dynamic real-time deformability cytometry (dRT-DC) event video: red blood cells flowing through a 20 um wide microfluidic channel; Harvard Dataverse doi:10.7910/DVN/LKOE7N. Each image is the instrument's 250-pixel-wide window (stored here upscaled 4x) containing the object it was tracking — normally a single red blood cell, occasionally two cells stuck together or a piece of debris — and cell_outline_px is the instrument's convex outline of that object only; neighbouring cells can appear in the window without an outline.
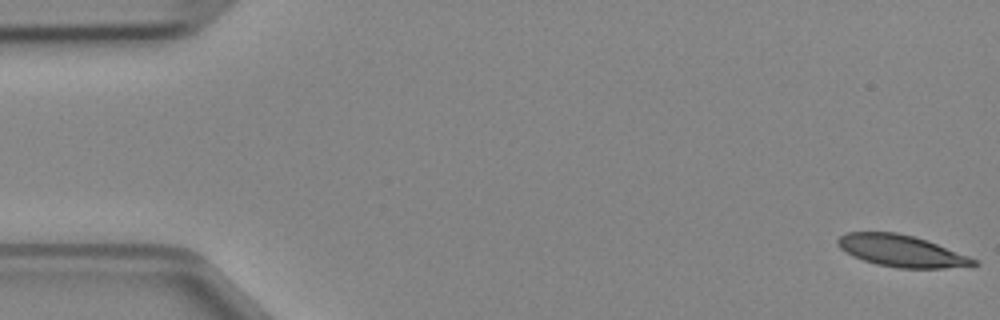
{"species": "Egyptian fruit bat (a non-hibernating species)", "species_latin": "Rousettus aegyptiacus", "temperature_condition": "cold", "stored_images_in_passage": 48, "camera_frame_rate_fps": 3000, "um_per_image_px": 0.085, "animal": {"sex": "female"}, "frame": {"image": 1, "passage_image": 1, "time_ms": 0.0, "image_size_px": [1000, 320], "cell_outline_px": [[980, 264], [944, 268], [896, 268], [876, 264], [852, 256], [840, 248], [836, 244], [836, 240], [844, 232], [896, 232], [912, 236], [936, 244], [968, 256], [976, 260]], "centroid_in_image_um": [76.55, 21.33], "position_along_channel_um": 8.5, "area_um2": 24.85}}
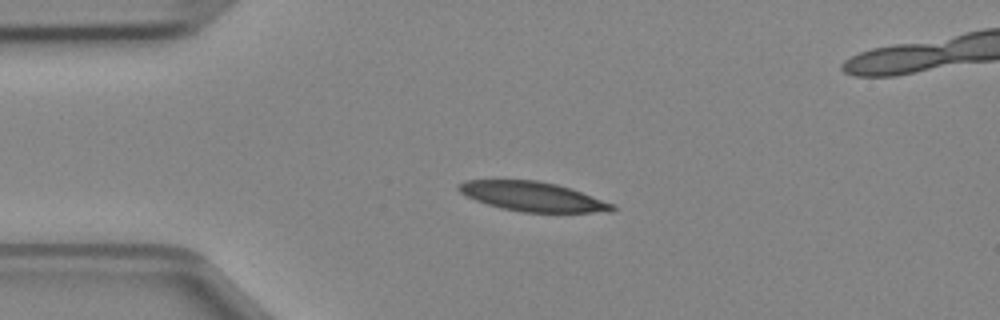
{"frame": {"image": 2, "passage_image": 11, "time_ms": 3.333, "image_size_px": [1000, 320], "cell_outline_px": [[616, 208], [612, 212], [520, 212], [500, 208], [464, 196], [456, 188], [464, 180], [536, 180], [556, 184], [572, 188], [616, 204]], "centroid_in_image_um": [45.31, 16.71], "position_along_channel_um": 39.7, "area_um2": 26.59}}
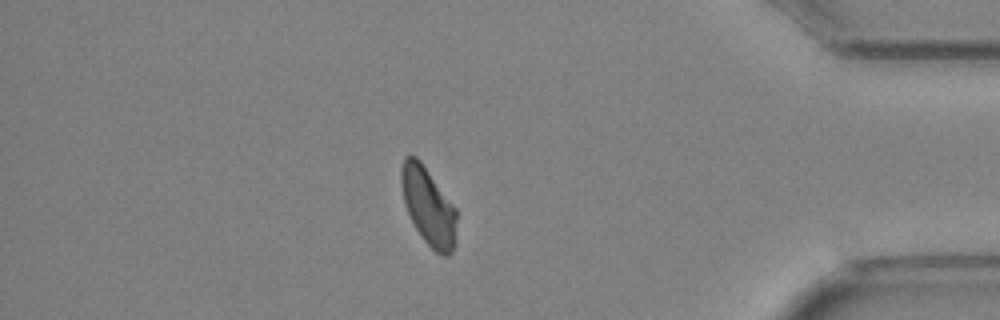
{"frame": {"image": 3, "passage_image": 41, "time_ms": 13.333, "image_size_px": [1000, 320], "cell_outline_px": [[456, 244], [452, 252], [448, 256], [444, 256], [436, 252], [424, 240], [416, 228], [404, 204], [400, 184], [400, 168], [404, 156], [416, 156], [420, 160], [456, 208]], "centroid_in_image_um": [36.41, 17.53], "position_along_channel_um": 398.8, "area_um2": 25.14}}